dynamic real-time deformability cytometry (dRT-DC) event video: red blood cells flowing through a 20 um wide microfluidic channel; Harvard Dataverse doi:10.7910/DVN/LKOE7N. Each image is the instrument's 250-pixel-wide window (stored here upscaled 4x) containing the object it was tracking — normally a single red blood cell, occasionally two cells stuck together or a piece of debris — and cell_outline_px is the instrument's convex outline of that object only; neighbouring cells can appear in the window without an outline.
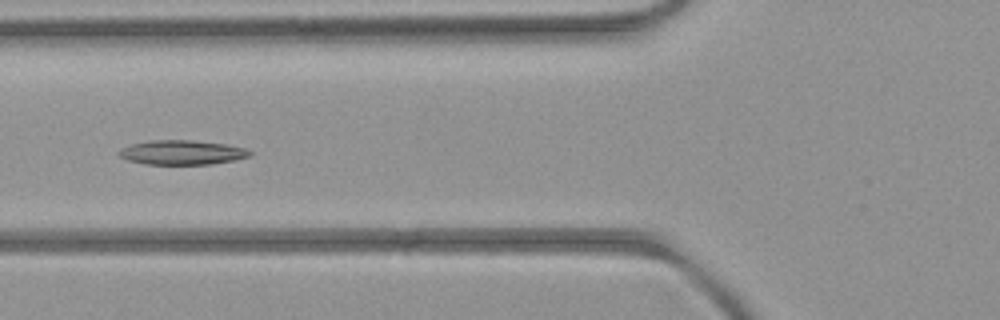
{"species": "common noctule bat (a hibernating species)", "species_latin": "Nyctalus noctula", "temperature_condition": "room temperature", "stored_images_in_passage": 5, "camera_frame_rate_fps": 3000, "um_per_image_px": 0.085, "animal": {"sex": "female", "body_mass_g": 21.9}, "frame": {"image": 1, "passage_image": 4, "time_ms": 3.333, "image_size_px": [1000, 320], "cell_outline_px": [[252, 156], [236, 160], [212, 164], [144, 164], [128, 160], [116, 156], [116, 152], [120, 148], [132, 144], [148, 140], [192, 140], [224, 144], [244, 148], [252, 152]], "centroid_in_image_um": [15.42, 12.96], "position_along_channel_um": 110.4, "area_um2": 18.84}}
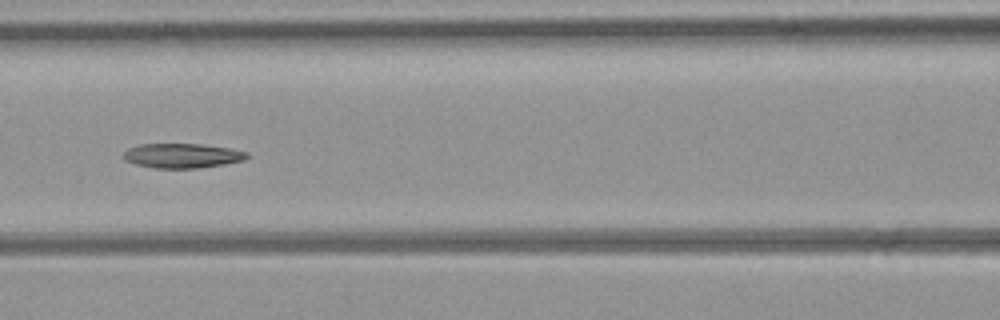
{"frame": {"image": 2, "passage_image": 5, "time_ms": 4.333, "image_size_px": [1000, 320], "cell_outline_px": [[248, 156], [244, 160], [224, 164], [196, 168], [156, 168], [136, 164], [124, 160], [120, 156], [128, 148], [140, 144], [200, 144], [232, 148], [248, 152]], "centroid_in_image_um": [15.47, 13.23], "position_along_channel_um": 151.1, "area_um2": 17.74}}